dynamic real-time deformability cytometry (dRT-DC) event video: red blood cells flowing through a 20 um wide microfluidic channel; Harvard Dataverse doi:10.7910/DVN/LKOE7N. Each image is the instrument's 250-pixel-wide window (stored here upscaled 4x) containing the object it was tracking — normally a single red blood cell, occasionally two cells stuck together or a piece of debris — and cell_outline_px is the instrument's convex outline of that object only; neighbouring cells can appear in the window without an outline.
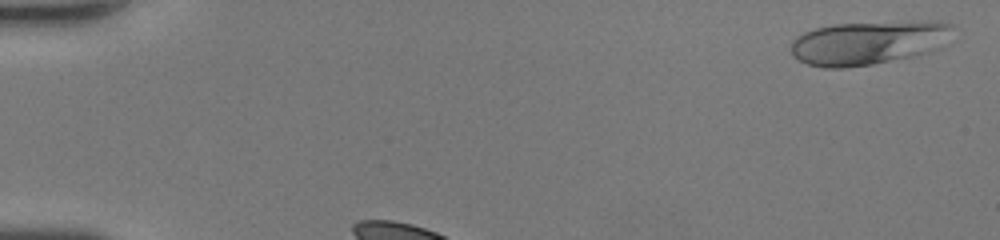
{"species": "human", "species_latin": "Homo sapiens", "temperature_condition": "room temperature", "stored_images_in_passage": 28, "camera_frame_rate_fps": 3000, "um_per_image_px": 0.085, "donor": {"sex": "female"}, "frame": {"image": 1, "passage_image": 2, "time_ms": 0.333, "image_size_px": [1000, 240], "cell_outline_px": [[952, 24], [924, 52], [908, 56], [872, 64], [844, 68], [824, 68], [808, 64], [792, 56], [792, 40], [796, 36], [804, 32], [816, 28], [836, 24], [928, 20], [940, 20]], "centroid_in_image_um": [73.57, 3.61], "position_along_channel_um": 11.4, "area_um2": 39.59}}
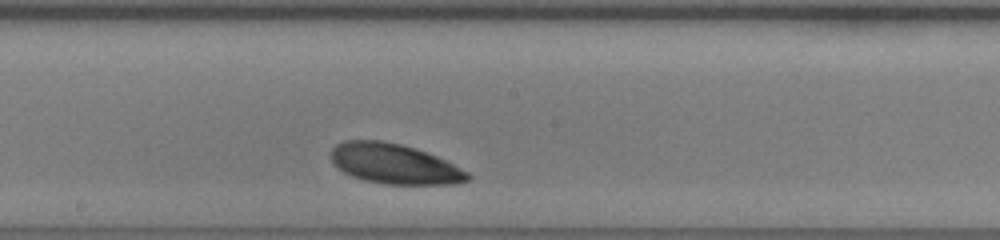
{"frame": {"image": 2, "passage_image": 16, "time_ms": 5.0, "image_size_px": [1000, 240], "cell_outline_px": [[472, 176], [468, 180], [456, 184], [384, 184], [364, 180], [352, 176], [344, 172], [332, 164], [332, 148], [336, 144], [344, 140], [380, 140], [400, 144], [416, 148], [436, 156], [468, 172]], "centroid_in_image_um": [33.5, 13.93], "position_along_channel_um": 214.7, "area_um2": 31.85}}
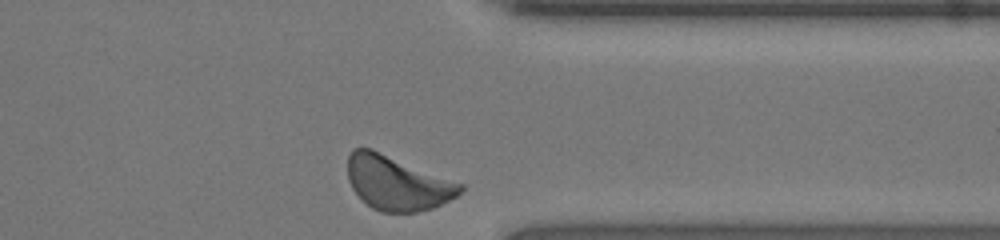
{"frame": {"image": 3, "passage_image": 28, "time_ms": 9.0, "image_size_px": [1000, 240], "cell_outline_px": [[464, 188], [456, 196], [432, 208], [416, 212], [380, 212], [372, 208], [352, 188], [348, 180], [348, 156], [352, 148], [372, 148], [464, 184]], "centroid_in_image_um": [33.76, 15.54], "position_along_channel_um": 377.6, "area_um2": 35.49}}